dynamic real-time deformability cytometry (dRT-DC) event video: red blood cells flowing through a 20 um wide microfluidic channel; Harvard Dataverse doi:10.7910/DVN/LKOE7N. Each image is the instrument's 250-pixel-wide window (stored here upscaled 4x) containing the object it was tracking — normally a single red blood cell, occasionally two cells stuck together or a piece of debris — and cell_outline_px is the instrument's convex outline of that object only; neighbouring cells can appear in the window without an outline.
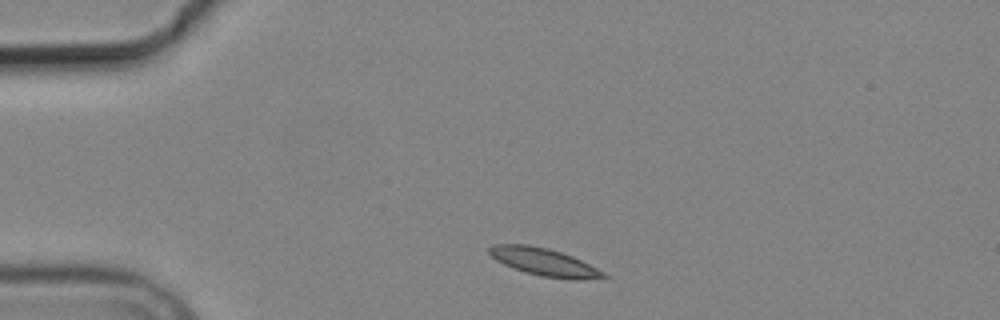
{"species": "common noctule bat (a hibernating species)", "species_latin": "Nyctalus noctula", "temperature_condition": "cold", "stored_images_in_passage": 2, "camera_frame_rate_fps": 3000, "um_per_image_px": 0.085, "animal": {"sex": "male", "body_mass_g": 19.2, "forearm_length_mm": 51.8}, "frame": {"image": 1, "passage_image": 1, "time_ms": 0.0, "image_size_px": [1000, 320], "cell_outline_px": [[608, 276], [576, 280], [572, 280], [540, 276], [524, 272], [504, 264], [496, 260], [488, 252], [488, 248], [492, 244], [528, 244], [548, 248], [572, 256], [604, 272]], "centroid_in_image_um": [46.19, 22.26], "position_along_channel_um": 38.8, "area_um2": 18.21}}